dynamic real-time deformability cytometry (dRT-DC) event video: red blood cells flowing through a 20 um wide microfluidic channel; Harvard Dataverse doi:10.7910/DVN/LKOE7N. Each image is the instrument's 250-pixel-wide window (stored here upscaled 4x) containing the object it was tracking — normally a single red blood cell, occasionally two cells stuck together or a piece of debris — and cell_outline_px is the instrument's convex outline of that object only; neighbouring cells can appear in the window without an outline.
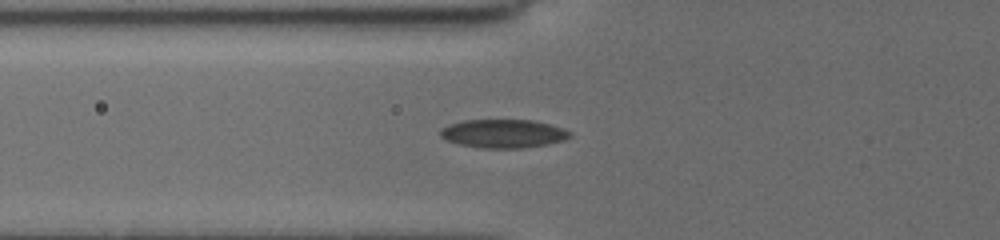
{"species": "common noctule bat (a hibernating species)", "species_latin": "Nyctalus noctula", "temperature_condition": "cold", "stored_images_in_passage": 36, "camera_frame_rate_fps": 3000, "um_per_image_px": 0.085, "animal": {"sex": "female", "body_mass_g": 19.5, "forearm_length_mm": 54.1}, "frame": {"image": 1, "passage_image": 2, "time_ms": 0.333, "image_size_px": [1000, 240], "cell_outline_px": [[572, 136], [564, 140], [548, 144], [524, 148], [484, 148], [460, 144], [444, 140], [440, 136], [440, 128], [448, 124], [464, 120], [532, 120], [564, 128], [572, 132]], "centroid_in_image_um": [42.78, 11.35], "position_along_channel_um": 83.0, "area_um2": 21.68}}
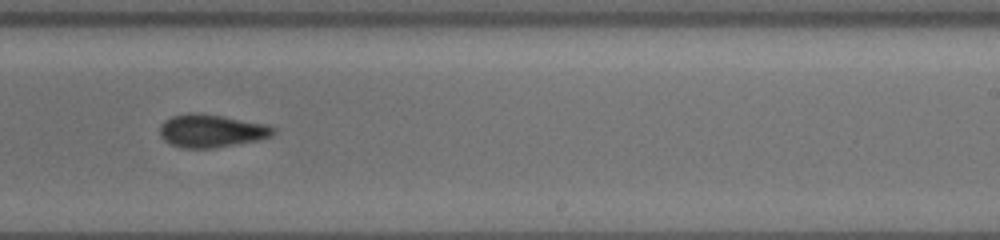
{"frame": {"image": 2, "passage_image": 17, "time_ms": 5.333, "image_size_px": [1000, 240], "cell_outline_px": [[276, 132], [272, 136], [260, 140], [216, 148], [180, 148], [164, 140], [160, 136], [160, 124], [164, 120], [172, 116], [188, 112], [196, 112], [268, 124], [276, 128]], "centroid_in_image_um": [17.98, 11.12], "position_along_channel_um": 271.0, "area_um2": 22.08}}
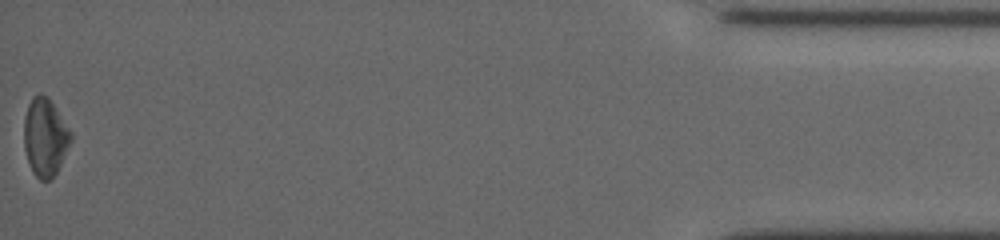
{"frame": {"image": 3, "passage_image": 36, "time_ms": 11.667, "image_size_px": [1000, 240], "cell_outline_px": [[72, 140], [56, 172], [48, 180], [40, 180], [32, 172], [24, 148], [24, 116], [28, 104], [32, 96], [40, 92], [48, 96], [72, 132]], "centroid_in_image_um": [3.82, 11.61], "position_along_channel_um": 431.4, "area_um2": 21.33}, "authors_computed_cell_mechanics": {"area_um2": 21.6172, "velocity_mm_per_s": 3.7639, "shape_relaxation_time_tau1_ms": null, "shape_relaxation_time_tau2_ms": 5.5875, "deformation_change_tau1": null, "deformation_change_tau2": 0.1306}}